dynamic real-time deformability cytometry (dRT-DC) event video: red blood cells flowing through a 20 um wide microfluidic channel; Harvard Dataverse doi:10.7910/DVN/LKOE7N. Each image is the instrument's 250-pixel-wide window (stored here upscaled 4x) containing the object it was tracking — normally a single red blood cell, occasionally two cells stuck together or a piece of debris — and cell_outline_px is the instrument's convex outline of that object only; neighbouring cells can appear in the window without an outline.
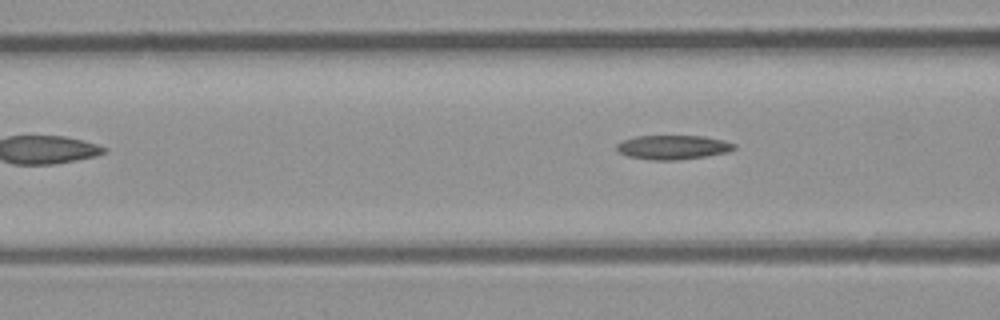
{"species": "common noctule bat (a hibernating species)", "species_latin": "Nyctalus noctula", "temperature_condition": "room temperature", "stored_images_in_passage": 6, "segment_of_instrument_passage": [1, 2], "camera_frame_rate_fps": 3000, "um_per_image_px": 0.085, "animal": {"sex": "male", "body_mass_g": 23.1, "forearm_length_mm": 52.7}, "frame": {"image": 1, "passage_image": 4, "time_ms": 3.667, "image_size_px": [1000, 320], "cell_outline_px": [[736, 148], [728, 152], [708, 156], [676, 160], [652, 160], [628, 156], [620, 152], [616, 148], [616, 144], [624, 140], [636, 136], [704, 136], [724, 140], [736, 144]], "centroid_in_image_um": [57.24, 12.51], "position_along_channel_um": 109.4, "area_um2": 16.59}}
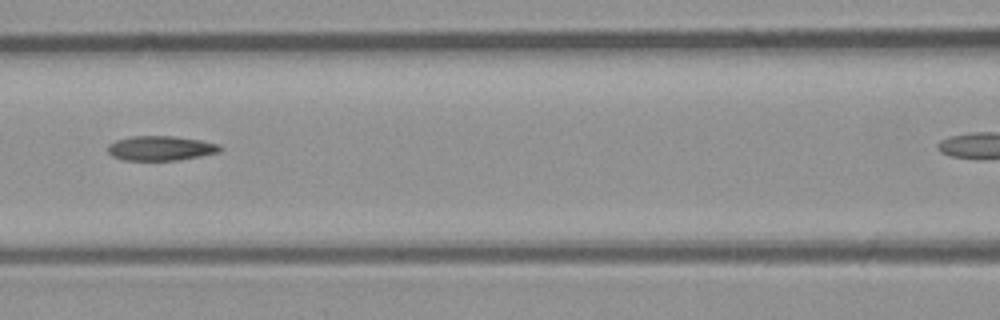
{"frame": {"image": 2, "passage_image": 5, "time_ms": 4.667, "image_size_px": [1000, 320], "cell_outline_px": [[224, 148], [220, 152], [200, 156], [176, 160], [124, 160], [112, 156], [108, 152], [108, 144], [116, 140], [132, 136], [172, 136], [200, 140], [220, 144]], "centroid_in_image_um": [13.68, 12.59], "position_along_channel_um": 152.9, "area_um2": 16.13}}